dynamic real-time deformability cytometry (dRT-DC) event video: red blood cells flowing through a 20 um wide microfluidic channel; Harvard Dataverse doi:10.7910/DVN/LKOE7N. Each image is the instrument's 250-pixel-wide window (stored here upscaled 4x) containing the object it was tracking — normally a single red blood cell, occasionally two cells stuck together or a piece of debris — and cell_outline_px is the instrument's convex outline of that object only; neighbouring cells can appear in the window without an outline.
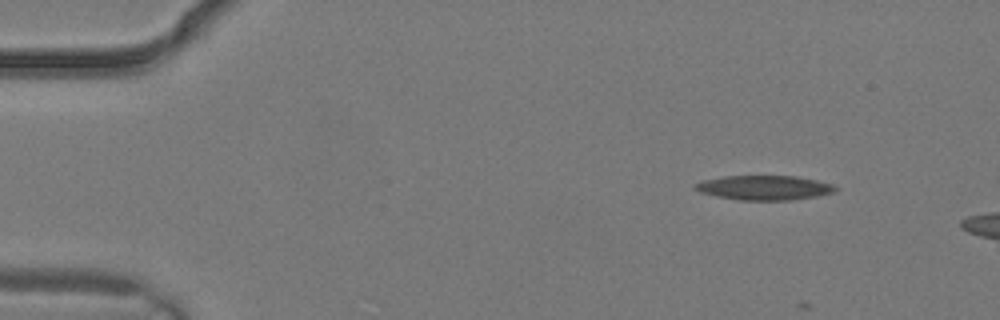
{"species": "common noctule bat (a hibernating species)", "species_latin": "Nyctalus noctula", "temperature_condition": "warm", "stored_images_in_passage": 2, "camera_frame_rate_fps": 3000, "um_per_image_px": 0.085, "animal": {"sex": "male", "body_mass_g": 19.2, "forearm_length_mm": 51.8}, "frame": {"image": 1, "passage_image": 1, "time_ms": 0.0, "image_size_px": [1000, 320], "cell_outline_px": [[836, 188], [832, 192], [816, 196], [792, 200], [736, 200], [716, 196], [700, 192], [692, 188], [692, 184], [704, 180], [724, 176], [796, 176], [816, 180], [832, 184]], "centroid_in_image_um": [64.89, 15.95], "position_along_channel_um": 20.1, "area_um2": 20.0}}